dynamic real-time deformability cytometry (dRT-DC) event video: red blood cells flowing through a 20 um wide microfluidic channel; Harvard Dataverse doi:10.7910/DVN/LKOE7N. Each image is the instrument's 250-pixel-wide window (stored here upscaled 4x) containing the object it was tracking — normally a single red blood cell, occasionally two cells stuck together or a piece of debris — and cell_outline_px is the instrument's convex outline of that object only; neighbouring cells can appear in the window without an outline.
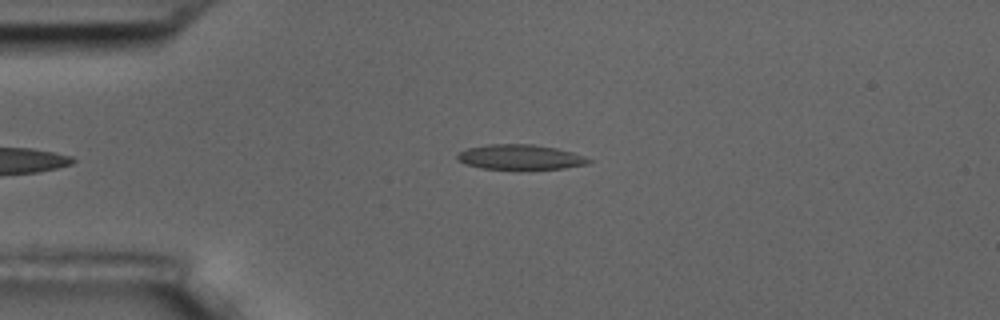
{"species": "common noctule bat (a hibernating species)", "species_latin": "Nyctalus noctula", "temperature_condition": "room temperature", "stored_images_in_passage": 7, "camera_frame_rate_fps": 3000, "um_per_image_px": 0.085, "animal": {"sex": "male", "body_mass_g": 17.5, "forearm_length_mm": 52.3}, "frame": {"image": 1, "passage_image": 5, "time_ms": 5.333, "image_size_px": [1000, 320], "cell_outline_px": [[592, 160], [588, 164], [564, 168], [480, 168], [464, 164], [456, 160], [456, 156], [460, 152], [468, 148], [488, 144], [532, 144], [556, 148], [572, 152], [584, 156]], "centroid_in_image_um": [44.19, 13.34], "position_along_channel_um": 40.8, "area_um2": 18.84}}